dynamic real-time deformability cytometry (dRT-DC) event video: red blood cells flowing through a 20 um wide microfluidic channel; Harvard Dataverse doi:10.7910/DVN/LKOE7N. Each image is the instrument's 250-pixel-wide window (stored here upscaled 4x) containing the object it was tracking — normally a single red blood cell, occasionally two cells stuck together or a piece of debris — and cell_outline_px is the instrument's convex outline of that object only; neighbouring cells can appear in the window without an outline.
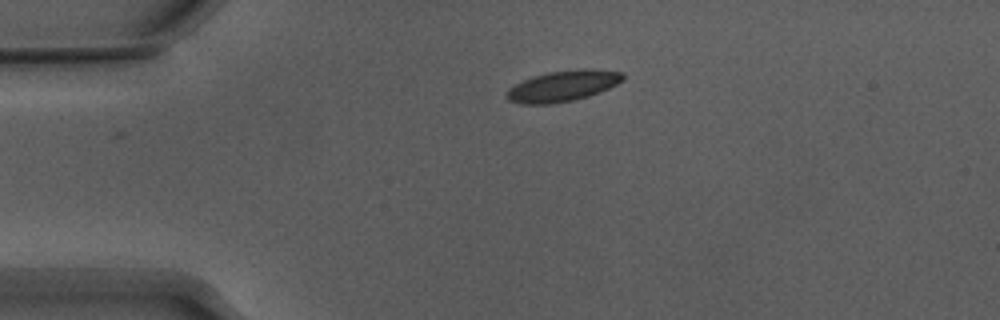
{"species": "Egyptian fruit bat (a non-hibernating species)", "species_latin": "Rousettus aegyptiacus", "temperature_condition": "warm", "stored_images_in_passage": 37, "camera_frame_rate_fps": 3000, "um_per_image_px": 0.085, "animal": {"sex": "male"}, "frame": {"image": 1, "passage_image": 1, "time_ms": 0.0, "image_size_px": [1000, 320], "cell_outline_px": [[624, 80], [600, 92], [588, 96], [572, 100], [552, 104], [520, 104], [508, 100], [504, 96], [508, 88], [532, 76], [548, 72], [584, 68], [592, 68], [624, 72]], "centroid_in_image_um": [47.84, 7.3], "position_along_channel_um": 37.2, "area_um2": 21.1}}
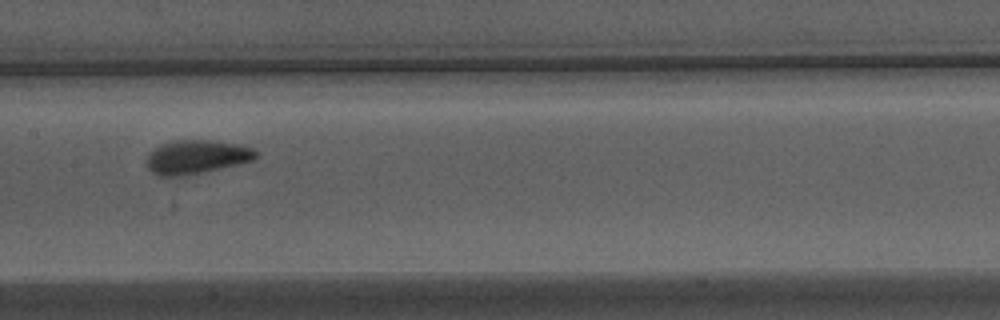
{"frame": {"image": 2, "passage_image": 16, "time_ms": 5.0, "image_size_px": [1000, 320], "cell_outline_px": [[260, 152], [252, 160], [180, 176], [160, 176], [152, 172], [148, 168], [144, 160], [160, 144], [172, 140], [208, 140], [240, 144], [252, 148]], "centroid_in_image_um": [16.66, 13.31], "position_along_channel_um": 190.7, "area_um2": 21.1}}
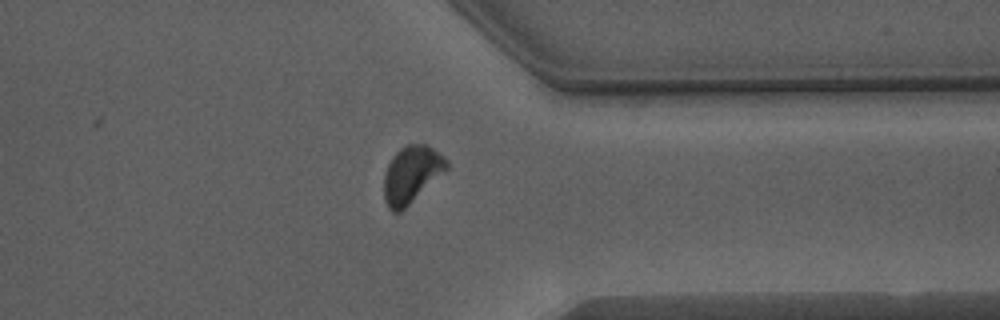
{"frame": {"image": 3, "passage_image": 31, "time_ms": 10.0, "image_size_px": [1000, 320], "cell_outline_px": [[448, 168], [444, 172], [400, 212], [392, 212], [388, 208], [384, 200], [384, 172], [392, 156], [400, 148], [408, 144], [428, 144], [444, 156], [448, 160]], "centroid_in_image_um": [34.96, 14.8], "position_along_channel_um": 376.4, "area_um2": 20.75}, "authors_computed_cell_mechanics": {"area_um2": 20.7502, "velocity_mm_per_s": 3.8205, "shape_relaxation_time_tau1_ms": 2.8584, "shape_relaxation_time_tau2_ms": 1.229, "deformation_change_tau1": 0.1049, "deformation_change_tau2": 0.0592}}